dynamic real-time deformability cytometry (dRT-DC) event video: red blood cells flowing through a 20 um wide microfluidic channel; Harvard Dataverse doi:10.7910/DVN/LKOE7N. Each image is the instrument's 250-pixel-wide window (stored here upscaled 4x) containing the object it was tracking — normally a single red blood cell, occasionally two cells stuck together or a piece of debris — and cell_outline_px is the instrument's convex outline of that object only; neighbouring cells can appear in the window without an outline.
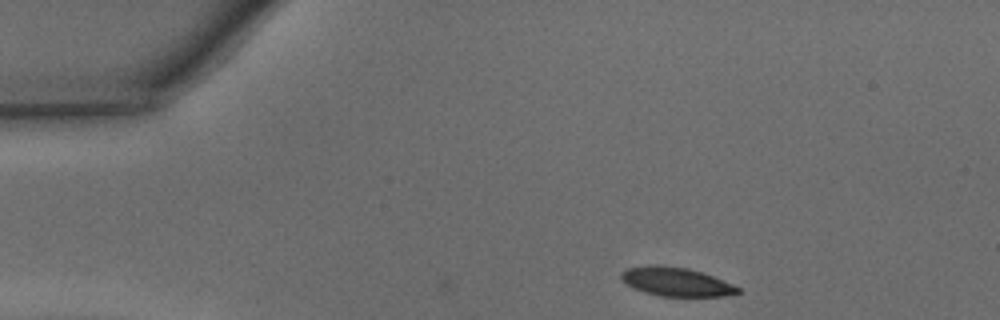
{"species": "common noctule bat (a hibernating species)", "species_latin": "Nyctalus noctula", "temperature_condition": "warm", "stored_images_in_passage": 3, "camera_frame_rate_fps": 3000, "um_per_image_px": 0.085, "animal": {"sex": "male", "body_mass_g": 15.6}, "frame": {"image": 1, "passage_image": 1, "time_ms": 0.0, "image_size_px": [1000, 320], "cell_outline_px": [[740, 292], [724, 296], [660, 296], [644, 292], [632, 288], [620, 280], [620, 272], [628, 268], [656, 264], [660, 264], [688, 268], [712, 276], [732, 284], [740, 288]], "centroid_in_image_um": [57.41, 23.94], "position_along_channel_um": 27.6, "area_um2": 19.59}}